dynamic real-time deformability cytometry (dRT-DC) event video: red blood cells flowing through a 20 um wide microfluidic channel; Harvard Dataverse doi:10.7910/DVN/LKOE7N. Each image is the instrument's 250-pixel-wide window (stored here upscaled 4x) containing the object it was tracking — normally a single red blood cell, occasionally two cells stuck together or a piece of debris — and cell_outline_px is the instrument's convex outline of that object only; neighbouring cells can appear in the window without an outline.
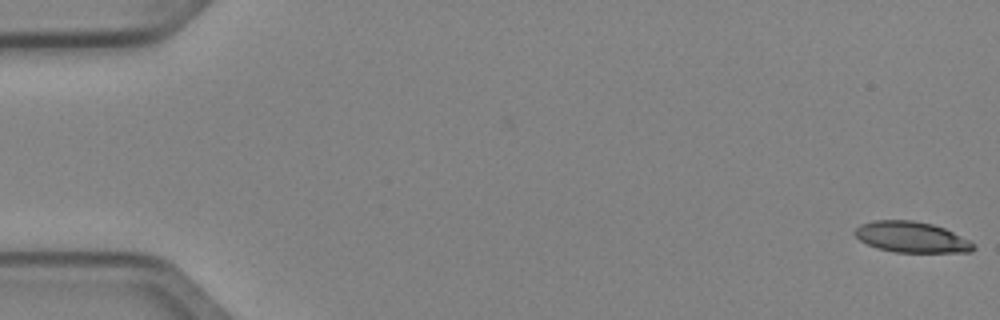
{"species": "Egyptian fruit bat (a non-hibernating species)", "species_latin": "Rousettus aegyptiacus", "temperature_condition": "cold", "stored_images_in_passage": 51, "camera_frame_rate_fps": 3000, "um_per_image_px": 0.085, "animal": {"sex": "female"}, "frame": {"image": 1, "passage_image": 1, "time_ms": 0.0, "image_size_px": [1000, 320], "cell_outline_px": [[976, 248], [972, 252], [896, 252], [876, 248], [860, 240], [852, 232], [860, 224], [876, 220], [912, 220], [932, 224], [944, 228], [976, 244]], "centroid_in_image_um": [77.47, 20.15], "position_along_channel_um": 7.5, "area_um2": 21.27}}
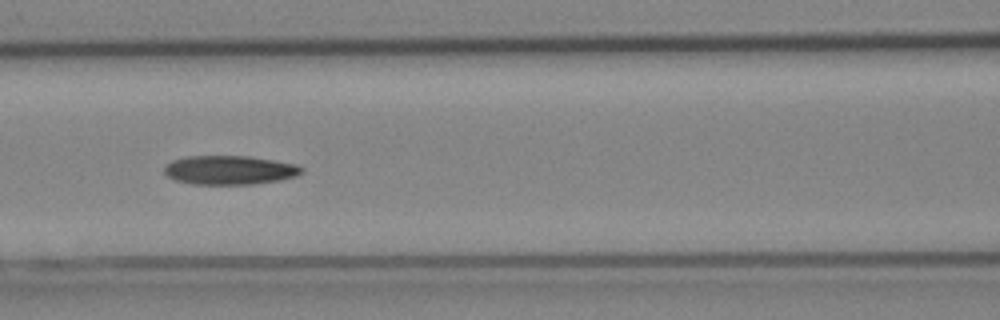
{"frame": {"image": 2, "passage_image": 23, "time_ms": 7.333, "image_size_px": [1000, 320], "cell_outline_px": [[304, 172], [296, 176], [280, 180], [252, 184], [192, 184], [176, 180], [168, 176], [164, 172], [164, 168], [172, 160], [184, 156], [248, 156], [296, 164], [304, 168]], "centroid_in_image_um": [19.53, 14.45], "position_along_channel_um": 147.1, "area_um2": 23.18}}
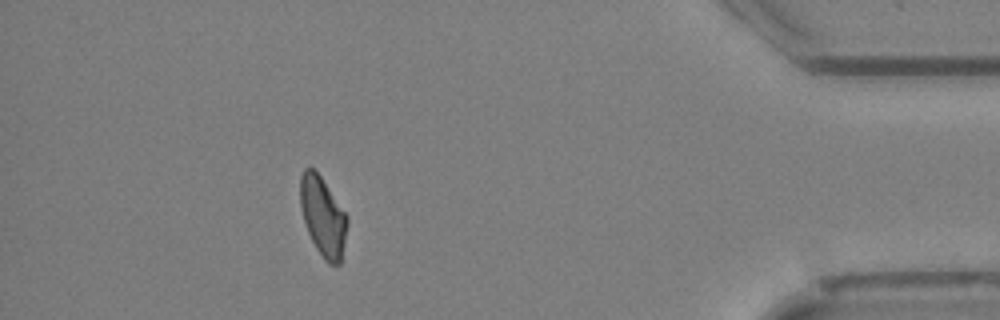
{"frame": {"image": 3, "passage_image": 46, "time_ms": 15.0, "image_size_px": [1000, 320], "cell_outline_px": [[348, 224], [340, 264], [328, 264], [324, 260], [316, 248], [308, 232], [300, 208], [300, 176], [304, 168], [312, 168], [320, 176], [348, 216]], "centroid_in_image_um": [27.44, 18.41], "position_along_channel_um": 407.8, "area_um2": 21.56}}